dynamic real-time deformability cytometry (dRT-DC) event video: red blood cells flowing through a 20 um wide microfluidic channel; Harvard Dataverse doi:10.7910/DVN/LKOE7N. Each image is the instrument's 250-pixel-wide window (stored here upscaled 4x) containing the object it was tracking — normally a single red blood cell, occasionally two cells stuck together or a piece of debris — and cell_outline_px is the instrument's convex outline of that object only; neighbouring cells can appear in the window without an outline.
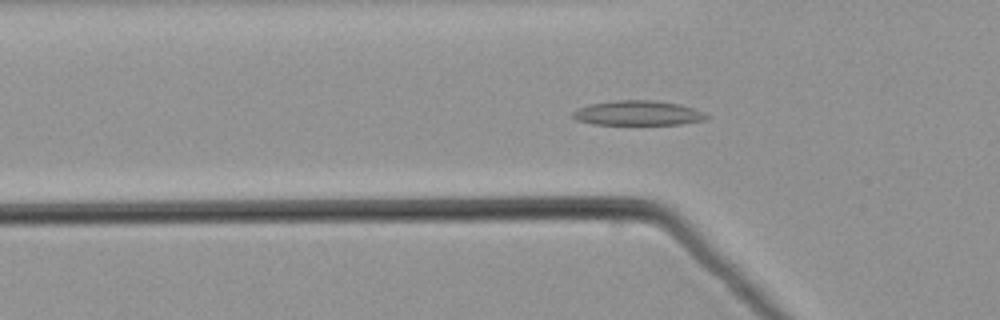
{"species": "common noctule bat (a hibernating species)", "species_latin": "Nyctalus noctula", "temperature_condition": "warm", "stored_images_in_passage": 54, "camera_frame_rate_fps": 3000, "um_per_image_px": 0.085, "animal": {"sex": "male", "body_mass_g": 21.5, "forearm_length_mm": 52.0}, "frame": {"image": 1, "passage_image": 18, "time_ms": 5.667, "image_size_px": [1000, 320], "cell_outline_px": [[708, 120], [680, 124], [592, 124], [576, 120], [572, 116], [572, 112], [588, 104], [616, 100], [652, 100], [680, 104], [692, 108], [708, 116]], "centroid_in_image_um": [54.2, 9.61], "position_along_channel_um": 71.6, "area_um2": 19.13}}
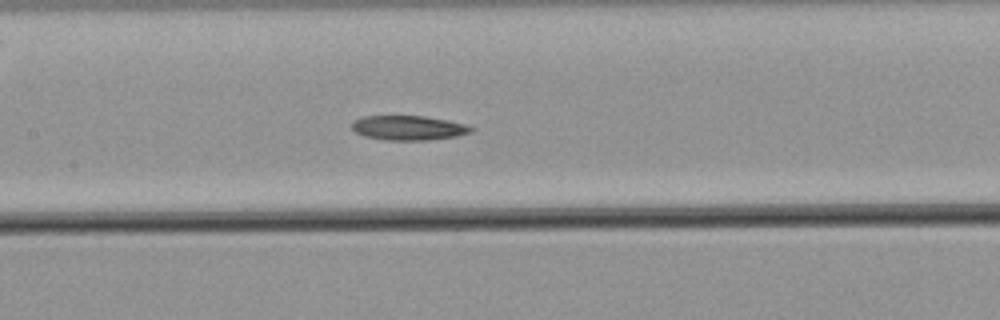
{"frame": {"image": 2, "passage_image": 26, "time_ms": 8.333, "image_size_px": [1000, 320], "cell_outline_px": [[476, 128], [472, 132], [456, 136], [428, 140], [384, 140], [364, 136], [356, 132], [352, 128], [352, 120], [364, 116], [424, 116], [448, 120], [468, 124]], "centroid_in_image_um": [34.75, 10.86], "position_along_channel_um": 172.6, "area_um2": 17.22}}
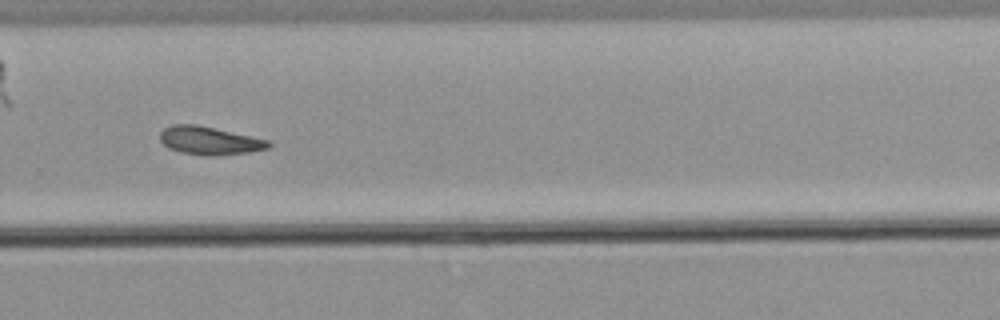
{"frame": {"image": 3, "passage_image": 37, "time_ms": 12.0, "image_size_px": [1000, 320], "cell_outline_px": [[272, 144], [268, 148], [248, 152], [180, 152], [168, 148], [160, 140], [160, 132], [164, 128], [172, 124], [196, 124], [268, 140]], "centroid_in_image_um": [17.74, 11.88], "position_along_channel_um": 312.1, "area_um2": 16.59}}